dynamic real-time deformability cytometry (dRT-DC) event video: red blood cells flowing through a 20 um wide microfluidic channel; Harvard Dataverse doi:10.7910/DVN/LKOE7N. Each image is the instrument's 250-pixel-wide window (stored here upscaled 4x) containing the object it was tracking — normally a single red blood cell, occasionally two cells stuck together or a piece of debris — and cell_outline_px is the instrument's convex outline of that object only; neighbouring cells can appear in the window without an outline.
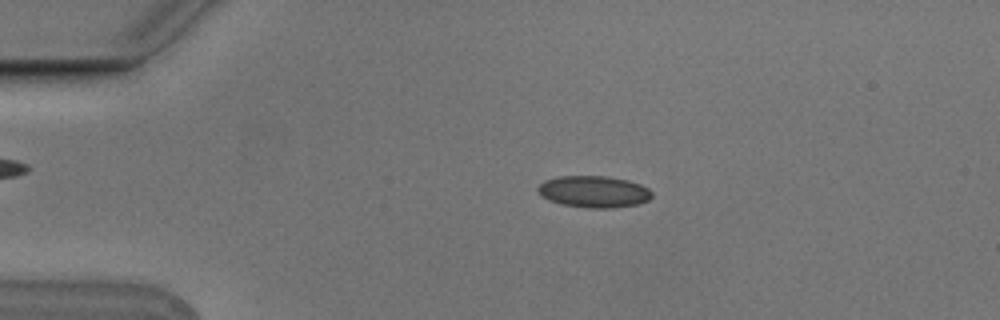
{"species": "Egyptian fruit bat (a non-hibernating species)", "species_latin": "Rousettus aegyptiacus", "temperature_condition": "cold", "stored_images_in_passage": 5, "camera_frame_rate_fps": 3000, "um_per_image_px": 0.085, "animal": {"sex": "male"}, "frame": {"image": 1, "passage_image": 3, "time_ms": 0.667, "image_size_px": [1000, 320], "cell_outline_px": [[652, 196], [648, 200], [636, 204], [612, 208], [588, 208], [560, 204], [548, 200], [536, 188], [544, 180], [556, 176], [604, 176], [628, 180], [640, 184], [648, 188], [652, 192]], "centroid_in_image_um": [50.46, 16.29], "position_along_channel_um": 34.5, "area_um2": 21.04}}
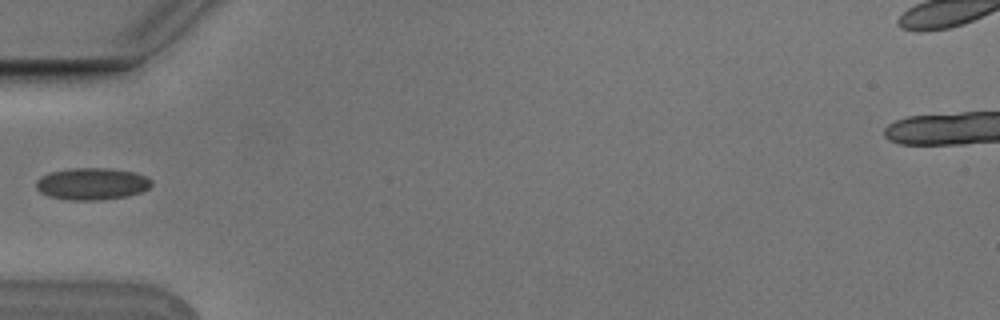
{"frame": {"image": 2, "passage_image": 5, "time_ms": 1.333, "image_size_px": [1000, 320], "cell_outline_px": [[152, 184], [148, 188], [140, 192], [128, 196], [100, 200], [68, 200], [48, 196], [40, 192], [36, 188], [36, 180], [40, 176], [48, 172], [68, 168], [112, 168], [136, 172], [152, 180]], "centroid_in_image_um": [7.79, 15.61], "position_along_channel_um": 77.2, "area_um2": 21.79}}